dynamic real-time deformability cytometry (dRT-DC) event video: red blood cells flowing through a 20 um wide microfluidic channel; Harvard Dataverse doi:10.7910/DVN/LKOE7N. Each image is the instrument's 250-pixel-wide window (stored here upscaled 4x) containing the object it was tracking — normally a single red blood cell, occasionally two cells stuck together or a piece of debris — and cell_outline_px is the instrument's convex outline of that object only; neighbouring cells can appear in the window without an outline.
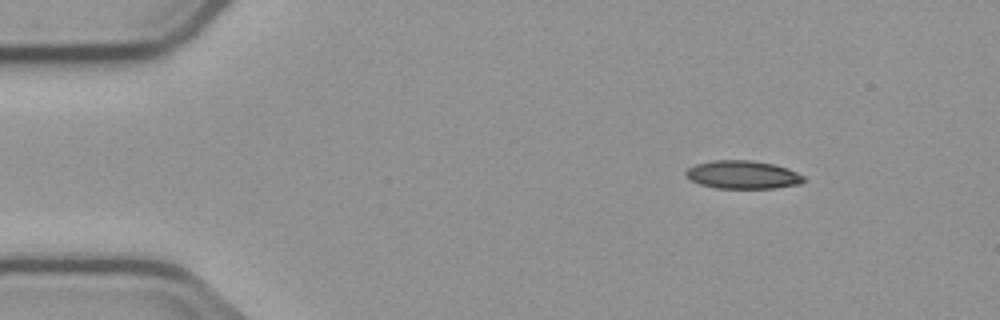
{"species": "common noctule bat (a hibernating species)", "species_latin": "Nyctalus noctula", "temperature_condition": "cold", "stored_images_in_passage": 3, "camera_frame_rate_fps": 3000, "um_per_image_px": 0.085, "animal": {"sex": "male", "body_mass_g": 23.1, "forearm_length_mm": 52.7}, "frame": {"image": 1, "passage_image": 1, "time_ms": 0.0, "image_size_px": [1000, 320], "cell_outline_px": [[804, 180], [800, 184], [776, 188], [716, 188], [700, 184], [692, 180], [684, 172], [688, 168], [696, 164], [712, 160], [752, 160], [772, 164], [788, 168], [804, 176]], "centroid_in_image_um": [63.14, 14.85], "position_along_channel_um": 21.9, "area_um2": 19.25}}